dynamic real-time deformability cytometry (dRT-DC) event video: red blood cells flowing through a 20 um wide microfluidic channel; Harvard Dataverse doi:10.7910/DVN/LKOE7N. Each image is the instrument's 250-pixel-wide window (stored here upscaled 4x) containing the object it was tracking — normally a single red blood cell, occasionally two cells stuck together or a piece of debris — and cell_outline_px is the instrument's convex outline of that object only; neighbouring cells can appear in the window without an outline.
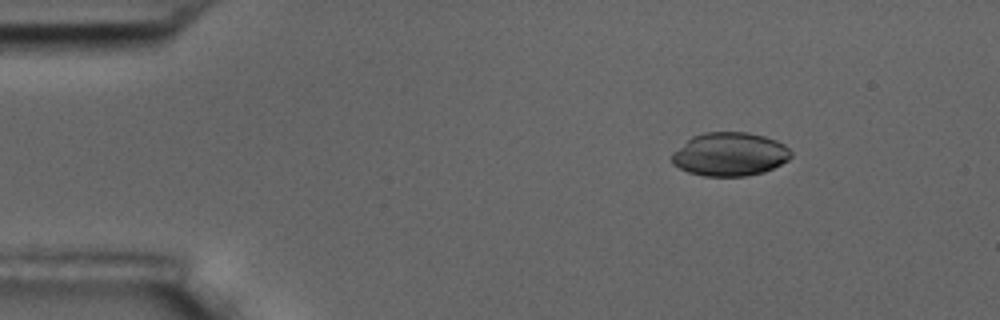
{"species": "common noctule bat (a hibernating species)", "species_latin": "Nyctalus noctula", "temperature_condition": "room temperature", "stored_images_in_passage": 6, "camera_frame_rate_fps": 3000, "um_per_image_px": 0.085, "animal": {"sex": "male", "body_mass_g": 17.5, "forearm_length_mm": 52.3}, "frame": {"image": 1, "passage_image": 3, "time_ms": 2.333, "image_size_px": [1000, 320], "cell_outline_px": [[792, 156], [788, 160], [764, 172], [744, 176], [704, 176], [688, 172], [672, 164], [672, 152], [692, 136], [704, 132], [748, 132], [764, 136], [776, 140], [784, 144], [792, 152]], "centroid_in_image_um": [62.03, 13.1], "position_along_channel_um": 23.0, "area_um2": 30.29}}